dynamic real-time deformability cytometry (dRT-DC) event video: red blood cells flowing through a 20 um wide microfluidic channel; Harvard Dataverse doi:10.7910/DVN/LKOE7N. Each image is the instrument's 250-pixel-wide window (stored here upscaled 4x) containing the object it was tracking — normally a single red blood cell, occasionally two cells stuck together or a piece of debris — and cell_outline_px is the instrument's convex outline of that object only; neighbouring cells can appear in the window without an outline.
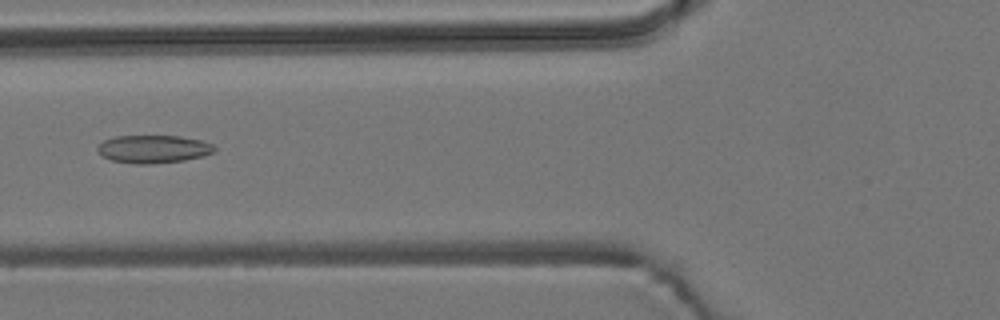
{"species": "common noctule bat (a hibernating species)", "species_latin": "Nyctalus noctula", "temperature_condition": "room temperature", "stored_images_in_passage": 55, "camera_frame_rate_fps": 3000, "um_per_image_px": 0.085, "animal": {"sex": "male", "body_mass_g": 19.2, "forearm_length_mm": 51.8}, "frame": {"image": 1, "passage_image": 21, "time_ms": 6.667, "image_size_px": [1000, 320], "cell_outline_px": [[216, 152], [204, 156], [184, 160], [152, 164], [136, 164], [112, 160], [104, 156], [96, 148], [104, 140], [116, 136], [180, 136], [200, 140], [212, 144], [216, 148]], "centroid_in_image_um": [13.08, 12.67], "position_along_channel_um": 112.7, "area_um2": 18.96}}
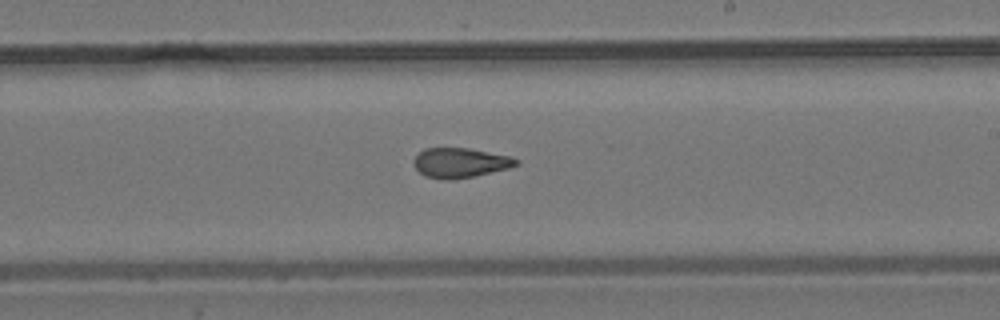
{"frame": {"image": 2, "passage_image": 32, "time_ms": 10.333, "image_size_px": [1000, 320], "cell_outline_px": [[520, 164], [508, 168], [472, 176], [448, 180], [444, 180], [424, 176], [412, 164], [412, 160], [424, 148], [468, 148], [512, 156], [520, 160]], "centroid_in_image_um": [39.11, 13.83], "position_along_channel_um": 249.9, "area_um2": 17.8}}
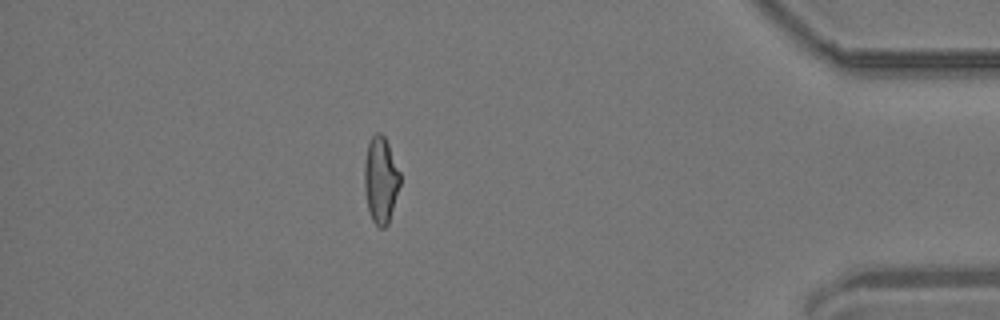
{"frame": {"image": 3, "passage_image": 48, "time_ms": 15.667, "image_size_px": [1000, 320], "cell_outline_px": [[400, 184], [388, 224], [384, 228], [380, 228], [372, 220], [368, 208], [364, 188], [364, 164], [368, 144], [372, 136], [376, 132], [380, 132], [384, 136], [388, 144], [400, 172]], "centroid_in_image_um": [32.35, 15.29], "position_along_channel_um": 402.8, "area_um2": 17.86}, "authors_computed_cell_mechanics": {"area_um2": 18.6116, "velocity_mm_per_s": 3.7401, "shape_relaxation_time_tau1_ms": null, "shape_relaxation_time_tau2_ms": 2.2268, "deformation_change_tau1": null, "deformation_change_tau2": 0.0956}}